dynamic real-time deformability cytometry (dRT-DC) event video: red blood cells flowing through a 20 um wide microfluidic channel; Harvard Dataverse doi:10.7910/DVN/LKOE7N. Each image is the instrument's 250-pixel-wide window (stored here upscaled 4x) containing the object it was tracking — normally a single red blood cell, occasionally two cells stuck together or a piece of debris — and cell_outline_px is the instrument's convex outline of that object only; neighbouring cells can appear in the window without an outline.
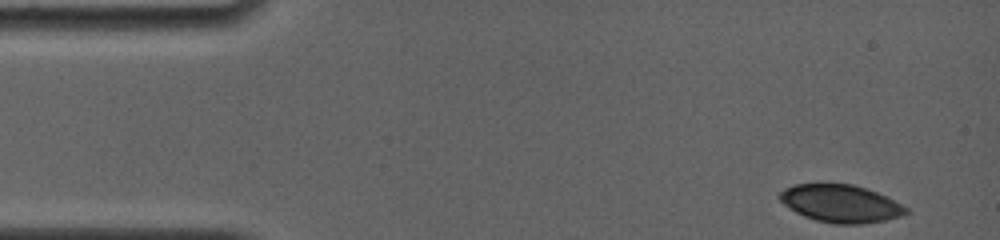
{"species": "common noctule bat (a hibernating species)", "species_latin": "Nyctalus noctula", "temperature_condition": "room temperature", "stored_images_in_passage": 8, "camera_frame_rate_fps": 4000, "um_per_image_px": 0.085, "animal": {"sex": "female", "body_mass_g": 19.0, "forearm_length_mm": 56.7}, "frame": {"image": 1, "passage_image": 1, "time_ms": 0.0, "image_size_px": [1000, 240], "cell_outline_px": [[908, 212], [904, 216], [884, 220], [860, 224], [832, 224], [816, 220], [804, 216], [796, 212], [784, 204], [776, 196], [784, 188], [796, 184], [852, 184], [876, 192], [908, 208]], "centroid_in_image_um": [71.43, 17.31], "position_along_channel_um": 13.6, "area_um2": 27.51}}
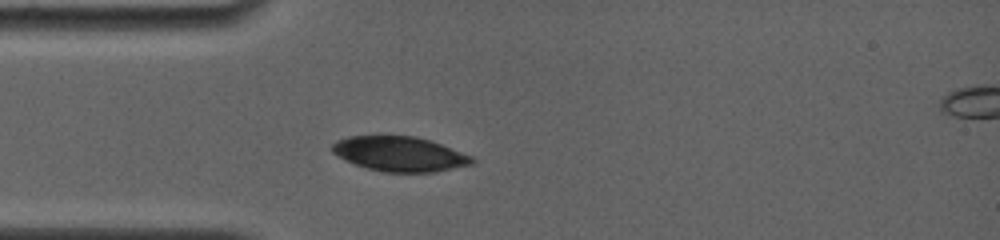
{"frame": {"image": 2, "passage_image": 7, "time_ms": 1.5, "image_size_px": [1000, 240], "cell_outline_px": [[476, 160], [472, 164], [436, 172], [384, 172], [368, 168], [344, 160], [332, 152], [332, 144], [336, 140], [348, 136], [380, 132], [416, 136], [440, 144], [472, 156]], "centroid_in_image_um": [33.91, 13.03], "position_along_channel_um": 51.1, "area_um2": 29.19}}